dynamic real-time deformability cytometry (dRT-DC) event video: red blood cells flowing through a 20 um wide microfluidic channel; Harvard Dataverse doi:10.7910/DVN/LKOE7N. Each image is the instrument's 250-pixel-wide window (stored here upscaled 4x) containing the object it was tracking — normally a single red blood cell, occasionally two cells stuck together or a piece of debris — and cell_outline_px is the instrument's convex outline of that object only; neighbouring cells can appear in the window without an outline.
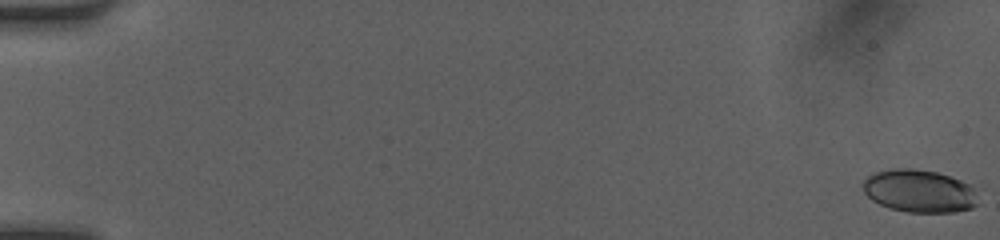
{"species": "human", "species_latin": "Homo sapiens", "temperature_condition": "room temperature", "stored_images_in_passage": 49, "camera_frame_rate_fps": 3000, "um_per_image_px": 0.085, "donor": {"sex": "female"}, "frame": {"image": 1, "passage_image": 1, "time_ms": 0.0, "image_size_px": [1000, 240], "cell_outline_px": [[976, 204], [972, 208], [952, 212], [908, 212], [892, 208], [880, 204], [872, 200], [864, 192], [860, 184], [868, 176], [876, 172], [892, 168], [912, 168], [936, 172], [960, 180], [968, 184], [972, 188]], "centroid_in_image_um": [78.07, 16.23], "position_along_channel_um": 6.9, "area_um2": 28.32}}
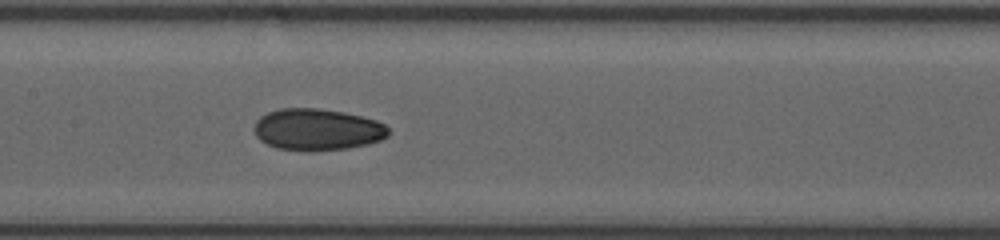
{"frame": {"image": 2, "passage_image": 27, "time_ms": 8.667, "image_size_px": [1000, 240], "cell_outline_px": [[388, 136], [380, 140], [368, 144], [348, 148], [308, 152], [276, 148], [260, 140], [256, 136], [252, 128], [256, 120], [260, 116], [268, 112], [280, 108], [320, 108], [344, 112], [376, 120], [384, 124], [388, 128]], "centroid_in_image_um": [26.93, 11.01], "position_along_channel_um": 180.5, "area_um2": 32.95}}
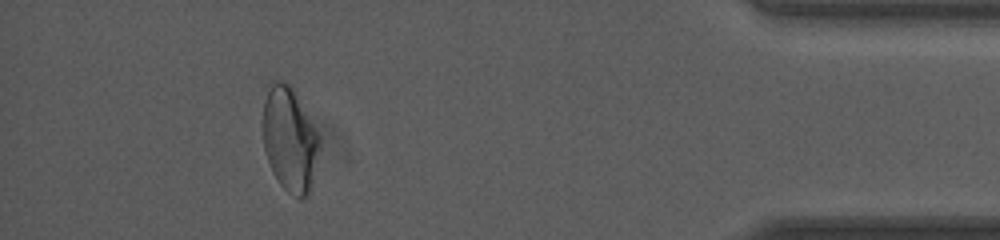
{"frame": {"image": 3, "passage_image": 47, "time_ms": 15.333, "image_size_px": [1000, 240], "cell_outline_px": [[320, 144], [312, 188], [300, 200], [288, 192], [280, 184], [272, 172], [264, 152], [264, 100], [272, 84], [276, 80], [284, 80], [292, 84], [320, 136]], "centroid_in_image_um": [24.65, 11.85], "position_along_channel_um": 410.5, "area_um2": 34.62}, "authors_computed_cell_mechanics": {"area_um2": 31.4432, "velocity_mm_per_s": 4.1688, "shape_relaxation_time_tau1_ms": null, "shape_relaxation_time_tau2_ms": 2.5849, "deformation_change_tau1": null, "deformation_change_tau2": 0.0656}}